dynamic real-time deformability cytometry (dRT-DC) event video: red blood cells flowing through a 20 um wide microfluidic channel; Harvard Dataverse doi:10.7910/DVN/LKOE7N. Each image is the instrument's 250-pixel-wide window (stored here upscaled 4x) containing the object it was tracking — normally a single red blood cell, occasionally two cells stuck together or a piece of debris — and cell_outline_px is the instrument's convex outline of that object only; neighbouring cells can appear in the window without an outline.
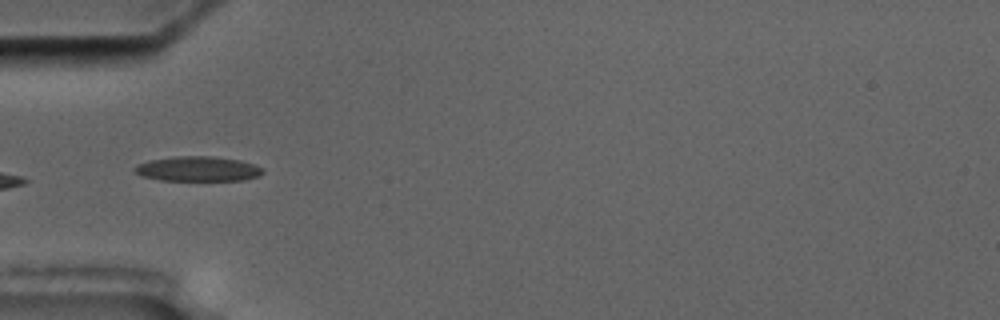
{"species": "common noctule bat (a hibernating species)", "species_latin": "Nyctalus noctula", "temperature_condition": "cold", "stored_images_in_passage": 10, "camera_frame_rate_fps": 3000, "um_per_image_px": 0.085, "animal": {"sex": "male", "body_mass_g": 17.5, "forearm_length_mm": 52.3}, "frame": {"image": 1, "passage_image": 4, "time_ms": 4.333, "image_size_px": [1000, 320], "cell_outline_px": [[264, 172], [260, 176], [244, 180], [160, 180], [140, 176], [132, 168], [136, 164], [148, 160], [176, 156], [212, 156], [240, 160], [264, 168]], "centroid_in_image_um": [16.8, 14.35], "position_along_channel_um": 68.2, "area_um2": 18.73}}
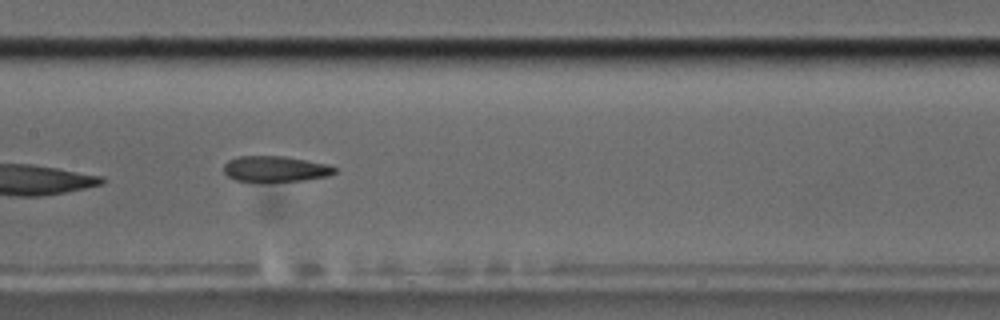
{"frame": {"image": 2, "passage_image": 7, "time_ms": 7.667, "image_size_px": [1000, 320], "cell_outline_px": [[336, 172], [328, 176], [304, 180], [268, 184], [236, 180], [228, 176], [224, 172], [224, 164], [228, 160], [236, 156], [284, 156], [328, 164], [336, 168]], "centroid_in_image_um": [23.38, 14.39], "position_along_channel_um": 184.0, "area_um2": 17.28}}
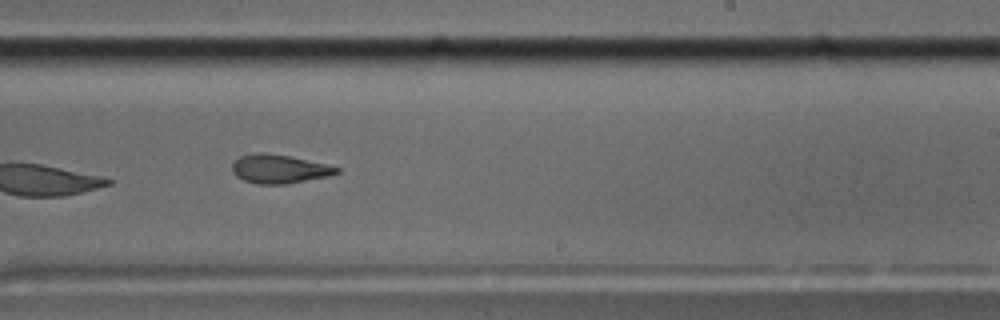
{"frame": {"image": 3, "passage_image": 9, "time_ms": 10.0, "image_size_px": [1000, 320], "cell_outline_px": [[340, 172], [328, 176], [288, 184], [256, 184], [244, 180], [236, 176], [232, 172], [232, 164], [240, 156], [256, 152], [260, 152], [288, 156], [324, 164], [340, 168]], "centroid_in_image_um": [23.7, 14.37], "position_along_channel_um": 265.3, "area_um2": 17.34}}